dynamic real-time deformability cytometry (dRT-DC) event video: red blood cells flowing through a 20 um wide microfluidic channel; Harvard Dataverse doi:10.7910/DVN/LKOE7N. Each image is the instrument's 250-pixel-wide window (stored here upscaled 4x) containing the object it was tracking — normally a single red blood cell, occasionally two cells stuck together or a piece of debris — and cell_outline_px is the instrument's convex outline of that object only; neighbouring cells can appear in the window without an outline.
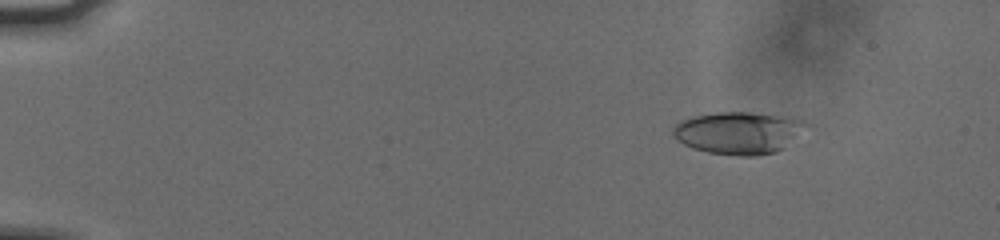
{"species": "human", "species_latin": "Homo sapiens", "temperature_condition": "cold", "stored_images_in_passage": 56, "camera_frame_rate_fps": 3000, "um_per_image_px": 0.085, "donor": {"sex": "male"}, "frame": {"image": 1, "passage_image": 8, "time_ms": 2.333, "image_size_px": [1000, 240], "cell_outline_px": [[808, 124], [784, 148], [776, 152], [756, 156], [740, 156], [708, 152], [692, 148], [684, 144], [672, 132], [672, 128], [680, 120], [692, 116], [716, 112], [748, 112], [792, 116], [804, 120]], "centroid_in_image_um": [62.78, 11.27], "position_along_channel_um": 22.2, "area_um2": 32.83}}
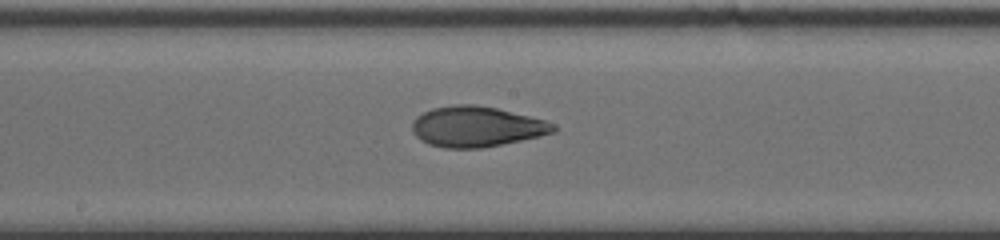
{"frame": {"image": 2, "passage_image": 32, "time_ms": 10.333, "image_size_px": [1000, 240], "cell_outline_px": [[556, 132], [540, 136], [480, 148], [444, 148], [428, 144], [420, 140], [416, 136], [412, 128], [412, 124], [416, 116], [432, 108], [456, 104], [476, 104], [496, 108], [544, 120], [552, 124], [556, 128]], "centroid_in_image_um": [40.46, 10.76], "position_along_channel_um": 207.7, "area_um2": 33.06}}
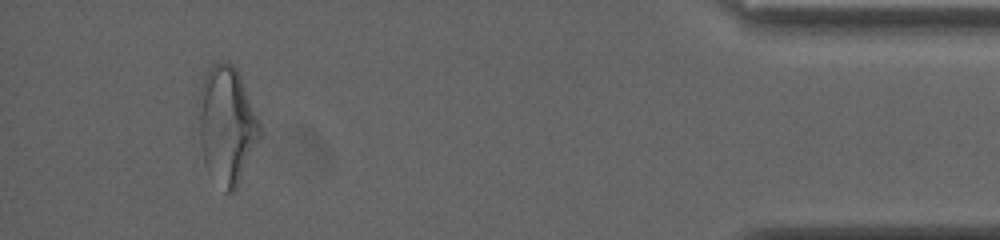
{"frame": {"image": 3, "passage_image": 53, "time_ms": 17.333, "image_size_px": [1000, 240], "cell_outline_px": [[260, 136], [236, 188], [232, 192], [224, 192], [204, 164], [200, 140], [200, 88], [212, 64], [232, 64], [236, 68], [240, 76], [260, 124]], "centroid_in_image_um": [19.28, 10.67], "position_along_channel_um": 415.9, "area_um2": 40.52}, "authors_computed_cell_mechanics": {"area_um2": 32.4258, "velocity_mm_per_s": 3.7806, "shape_relaxation_time_tau1_ms": 5.3938, "shape_relaxation_time_tau2_ms": 2.1487, "deformation_change_tau1": 0.2041, "deformation_change_tau2": 0.0875}}